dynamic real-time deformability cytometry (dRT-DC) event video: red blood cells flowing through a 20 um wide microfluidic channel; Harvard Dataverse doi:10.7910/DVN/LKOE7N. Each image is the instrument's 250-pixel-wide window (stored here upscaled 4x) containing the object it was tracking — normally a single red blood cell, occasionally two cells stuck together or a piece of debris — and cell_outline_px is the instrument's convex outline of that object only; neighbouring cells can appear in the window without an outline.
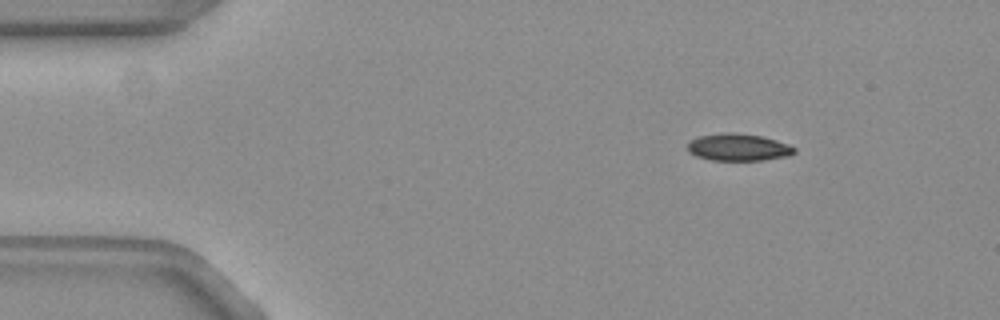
{"species": "common noctule bat (a hibernating species)", "species_latin": "Nyctalus noctula", "temperature_condition": "warm", "stored_images_in_passage": 54, "camera_frame_rate_fps": 3000, "um_per_image_px": 0.085, "animal": {"sex": "female", "body_mass_g": 19.3, "forearm_length_mm": 54.1}, "frame": {"image": 1, "passage_image": 7, "time_ms": 2.0, "image_size_px": [1000, 320], "cell_outline_px": [[796, 152], [788, 156], [760, 160], [712, 160], [696, 156], [688, 152], [688, 144], [692, 140], [700, 136], [728, 132], [732, 132], [760, 136], [776, 140], [788, 144], [796, 148]], "centroid_in_image_um": [62.77, 12.52], "position_along_channel_um": 22.2, "area_um2": 16.7}}
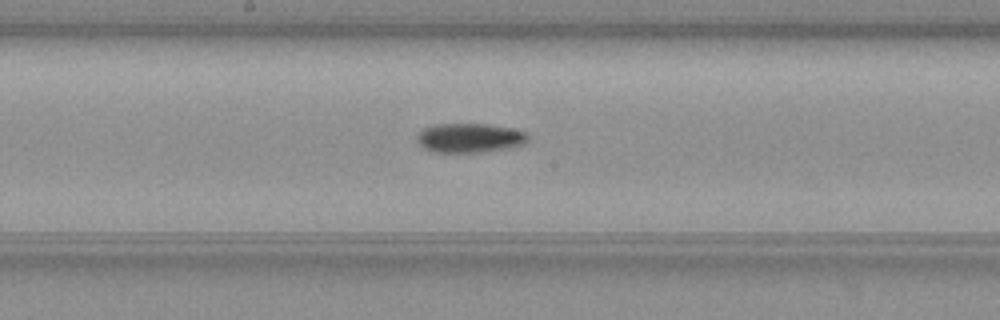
{"frame": {"image": 2, "passage_image": 28, "time_ms": 9.0, "image_size_px": [1000, 320], "cell_outline_px": [[528, 140], [524, 144], [508, 148], [480, 152], [432, 152], [424, 148], [416, 140], [416, 136], [424, 128], [436, 124], [484, 124], [512, 128], [524, 132], [528, 136]], "centroid_in_image_um": [39.9, 11.72], "position_along_channel_um": 208.3, "area_um2": 18.84}}
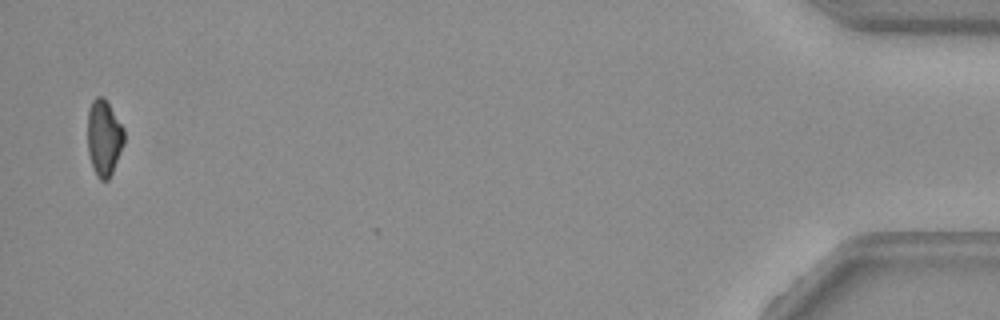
{"frame": {"image": 3, "passage_image": 53, "time_ms": 17.333, "image_size_px": [1000, 320], "cell_outline_px": [[124, 144], [112, 172], [108, 180], [100, 180], [96, 176], [92, 168], [88, 152], [88, 108], [92, 100], [96, 96], [104, 96], [124, 128]], "centroid_in_image_um": [8.83, 11.7], "position_along_channel_um": 426.4, "area_um2": 16.36}}